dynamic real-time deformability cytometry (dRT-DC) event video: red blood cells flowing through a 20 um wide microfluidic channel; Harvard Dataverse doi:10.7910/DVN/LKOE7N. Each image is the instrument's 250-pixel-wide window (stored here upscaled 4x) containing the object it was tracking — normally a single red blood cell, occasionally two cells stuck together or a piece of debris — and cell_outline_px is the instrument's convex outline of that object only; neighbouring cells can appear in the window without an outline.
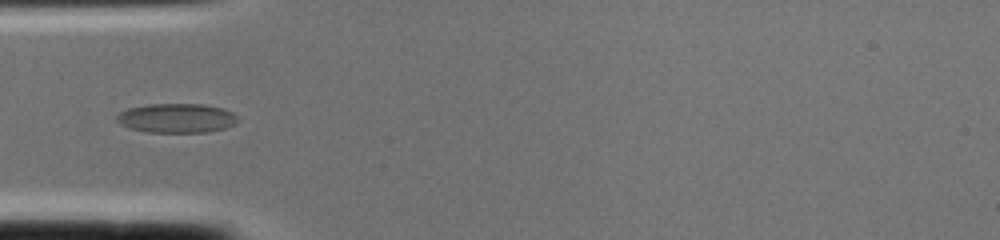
{"species": "common noctule bat (a hibernating species)", "species_latin": "Nyctalus noctula", "temperature_condition": "cold", "stored_images_in_passage": 1, "camera_frame_rate_fps": 3000, "um_per_image_px": 0.085, "animal": {"sex": "female", "body_mass_g": 22.0, "forearm_length_mm": 56.7}, "frame": {"image": 1, "passage_image": 1, "time_ms": 0.0, "image_size_px": [1000, 240], "cell_outline_px": [[240, 120], [236, 124], [224, 128], [208, 132], [148, 132], [132, 128], [120, 124], [116, 120], [116, 116], [120, 112], [128, 108], [148, 104], [204, 104], [224, 108], [232, 112]], "centroid_in_image_um": [15.05, 10.03], "position_along_channel_um": 70.0, "area_um2": 20.75}}